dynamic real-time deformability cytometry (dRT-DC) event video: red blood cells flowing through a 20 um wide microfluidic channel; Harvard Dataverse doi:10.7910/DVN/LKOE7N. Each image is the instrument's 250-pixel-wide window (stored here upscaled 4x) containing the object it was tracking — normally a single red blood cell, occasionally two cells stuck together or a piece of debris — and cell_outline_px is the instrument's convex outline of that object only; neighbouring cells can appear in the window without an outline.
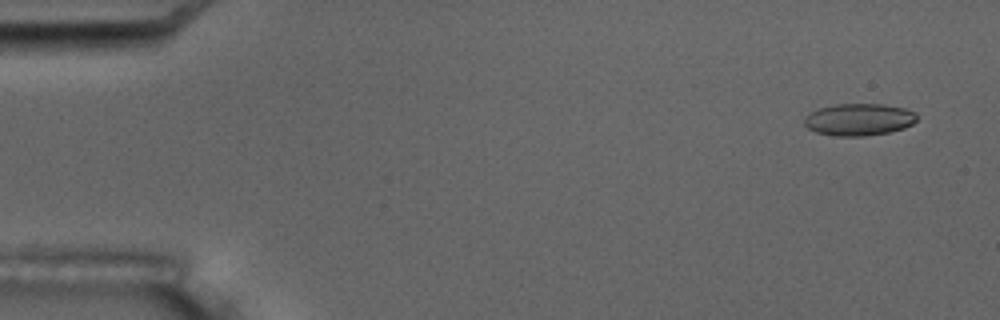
{"species": "common noctule bat (a hibernating species)", "species_latin": "Nyctalus noctula", "temperature_condition": "room temperature", "stored_images_in_passage": 5, "camera_frame_rate_fps": 3000, "um_per_image_px": 0.085, "animal": {"sex": "male", "body_mass_g": 17.5, "forearm_length_mm": 52.3}, "frame": {"image": 1, "passage_image": 1, "time_ms": 0.0, "image_size_px": [1000, 320], "cell_outline_px": [[916, 120], [912, 124], [904, 128], [888, 132], [864, 136], [832, 136], [816, 132], [808, 128], [804, 124], [804, 116], [820, 108], [836, 104], [884, 104], [904, 108], [916, 112]], "centroid_in_image_um": [73.0, 10.16], "position_along_channel_um": 12.0, "area_um2": 21.04}}
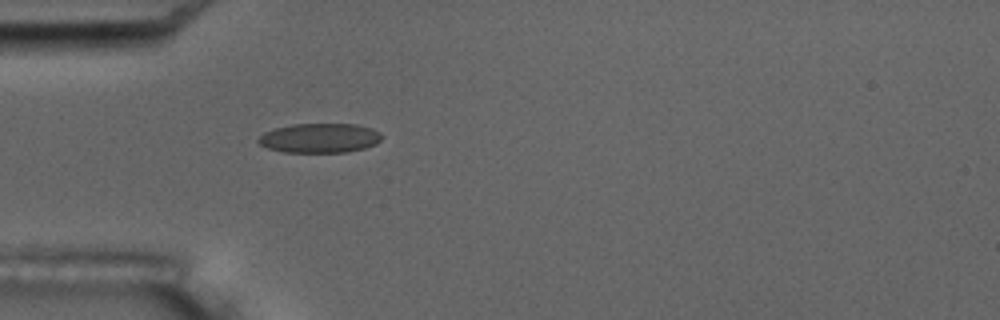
{"frame": {"image": 2, "passage_image": 5, "time_ms": 4.667, "image_size_px": [1000, 320], "cell_outline_px": [[380, 140], [376, 144], [364, 148], [348, 152], [284, 152], [268, 148], [260, 144], [256, 140], [264, 132], [276, 128], [292, 124], [356, 124], [372, 128], [380, 132]], "centroid_in_image_um": [27.17, 11.73], "position_along_channel_um": 57.8, "area_um2": 21.15}}